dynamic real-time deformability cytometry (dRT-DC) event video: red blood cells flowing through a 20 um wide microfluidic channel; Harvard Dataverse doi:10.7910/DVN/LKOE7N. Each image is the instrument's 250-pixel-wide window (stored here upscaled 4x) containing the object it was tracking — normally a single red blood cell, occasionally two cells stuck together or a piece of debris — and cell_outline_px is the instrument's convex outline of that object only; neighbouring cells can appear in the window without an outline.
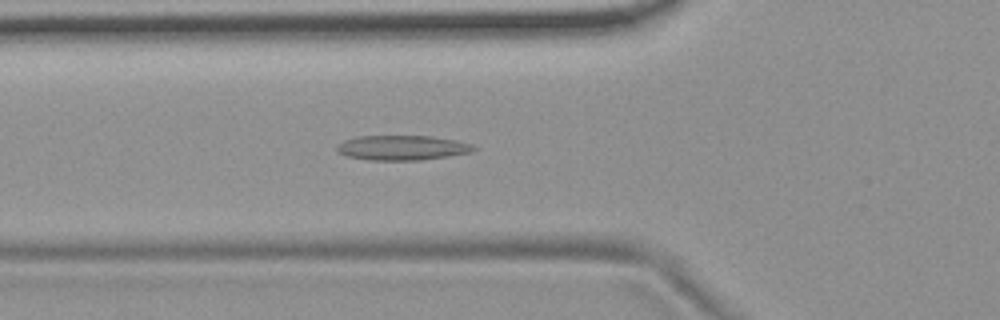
{"species": "common noctule bat (a hibernating species)", "species_latin": "Nyctalus noctula", "temperature_condition": "room temperature", "stored_images_in_passage": 55, "camera_frame_rate_fps": 3000, "um_per_image_px": 0.085, "animal": {"sex": "female", "body_mass_g": 19.9}, "frame": {"image": 1, "passage_image": 19, "time_ms": 6.0, "image_size_px": [1000, 320], "cell_outline_px": [[476, 148], [468, 152], [448, 156], [420, 160], [368, 160], [344, 156], [336, 152], [336, 148], [344, 140], [356, 136], [428, 136], [456, 140], [472, 144]], "centroid_in_image_um": [34.11, 12.56], "position_along_channel_um": 91.7, "area_um2": 19.71}}
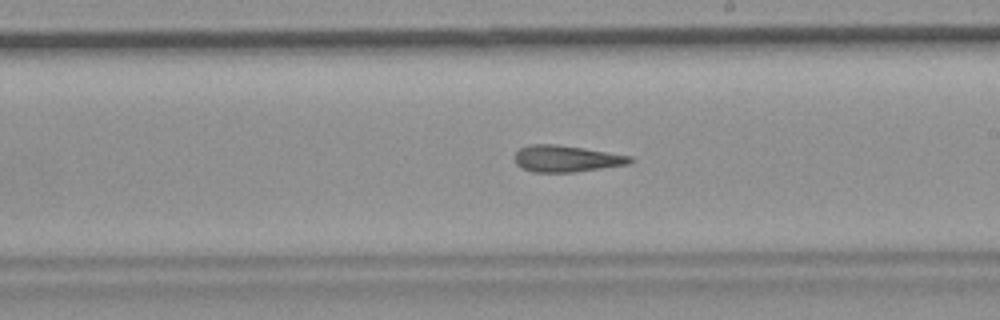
{"frame": {"image": 2, "passage_image": 31, "time_ms": 10.0, "image_size_px": [1000, 320], "cell_outline_px": [[636, 160], [628, 164], [576, 172], [532, 172], [520, 168], [516, 164], [516, 152], [520, 148], [532, 144], [556, 144], [584, 148], [632, 156]], "centroid_in_image_um": [48.16, 13.49], "position_along_channel_um": 240.8, "area_um2": 17.92}}
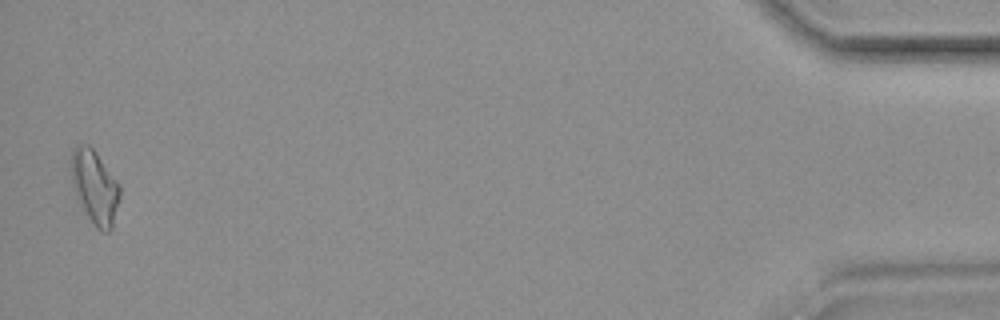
{"frame": {"image": 3, "passage_image": 53, "time_ms": 17.333, "image_size_px": [1000, 320], "cell_outline_px": [[120, 196], [112, 228], [108, 232], [104, 232], [96, 228], [88, 216], [76, 196], [72, 184], [72, 148], [76, 144], [88, 144], [96, 152], [120, 184]], "centroid_in_image_um": [8.07, 15.88], "position_along_channel_um": 427.1, "area_um2": 20.69}, "authors_computed_cell_mechanics": {"area_um2": 18.6694, "velocity_mm_per_s": 3.7329, "shape_relaxation_time_tau1_ms": null, "shape_relaxation_time_tau2_ms": 5.6211, "deformation_change_tau1": null, "deformation_change_tau2": 0.1739}}